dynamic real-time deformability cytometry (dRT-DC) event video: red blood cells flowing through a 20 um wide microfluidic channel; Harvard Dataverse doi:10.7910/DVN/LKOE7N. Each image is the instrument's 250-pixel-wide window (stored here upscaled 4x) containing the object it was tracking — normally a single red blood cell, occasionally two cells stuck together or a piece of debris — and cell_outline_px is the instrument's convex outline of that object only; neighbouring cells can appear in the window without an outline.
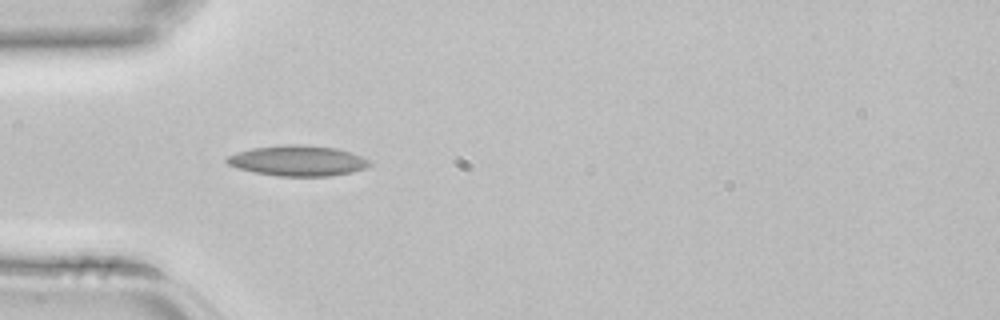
{"species": "common noctule bat (a hibernating species)", "species_latin": "Nyctalus noctula", "temperature_condition": "room temperature", "stored_images_in_passage": 4, "camera_frame_rate_fps": 3000, "um_per_image_px": 0.085, "animal": {"sex": "female", "body_mass_g": 22.7, "forearm_length_mm": 54.2}, "frame": {"image": 1, "passage_image": 3, "time_ms": 0.667, "image_size_px": [1000, 320], "cell_outline_px": [[372, 164], [364, 168], [352, 172], [332, 176], [280, 176], [252, 172], [236, 168], [228, 164], [224, 160], [228, 156], [236, 152], [252, 148], [284, 144], [304, 144], [336, 148], [352, 152], [372, 160]], "centroid_in_image_um": [25.32, 13.65], "position_along_channel_um": 59.7, "area_um2": 25.72}}